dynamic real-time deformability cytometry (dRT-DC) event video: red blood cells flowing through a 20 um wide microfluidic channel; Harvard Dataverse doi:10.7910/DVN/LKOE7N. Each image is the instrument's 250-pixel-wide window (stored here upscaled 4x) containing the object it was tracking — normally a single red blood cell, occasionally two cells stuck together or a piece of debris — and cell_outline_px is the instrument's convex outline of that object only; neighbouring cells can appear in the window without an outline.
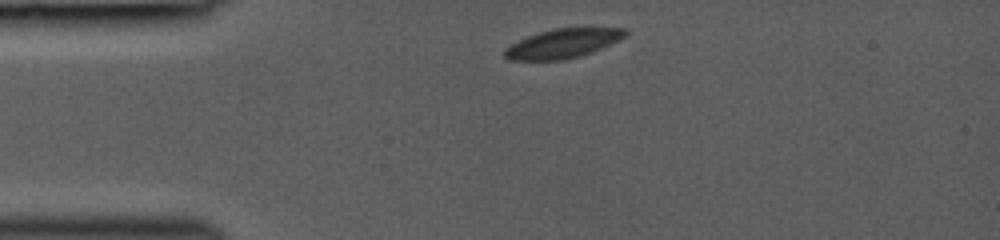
{"species": "common noctule bat (a hibernating species)", "species_latin": "Nyctalus noctula", "temperature_condition": "room temperature", "stored_images_in_passage": 9, "camera_frame_rate_fps": 3000, "um_per_image_px": 0.085, "animal": {"sex": "female", "body_mass_g": 19.0, "forearm_length_mm": 53.3}, "frame": {"image": 1, "passage_image": 2, "time_ms": 0.667, "image_size_px": [1000, 240], "cell_outline_px": [[628, 36], [600, 48], [564, 60], [508, 60], [500, 52], [504, 48], [528, 36], [540, 32], [556, 28], [624, 28], [628, 32]], "centroid_in_image_um": [47.8, 3.69], "position_along_channel_um": 37.2, "area_um2": 20.29}}
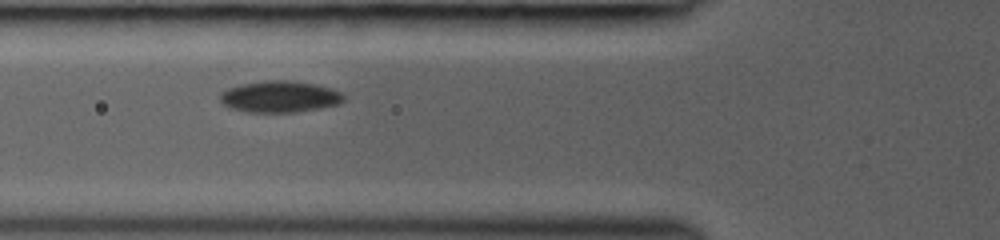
{"frame": {"image": 2, "passage_image": 7, "time_ms": 3.0, "image_size_px": [1000, 240], "cell_outline_px": [[344, 100], [340, 104], [320, 108], [296, 112], [248, 112], [228, 108], [220, 100], [220, 92], [228, 88], [240, 84], [264, 80], [292, 80], [332, 88], [340, 92], [344, 96]], "centroid_in_image_um": [23.76, 8.21], "position_along_channel_um": 102.0, "area_um2": 22.83}}
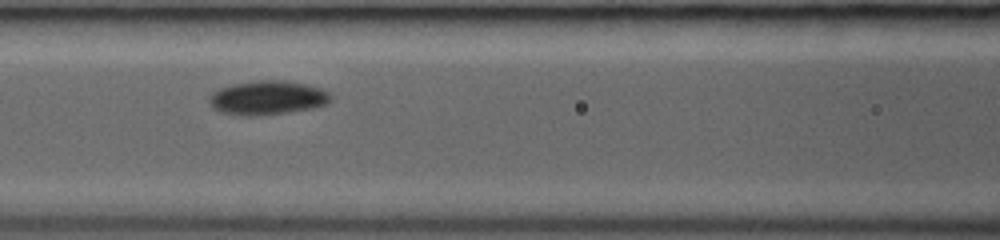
{"frame": {"image": 3, "passage_image": 8, "time_ms": 4.0, "image_size_px": [1000, 240], "cell_outline_px": [[332, 100], [328, 104], [316, 108], [260, 116], [244, 116], [220, 112], [212, 108], [208, 104], [208, 100], [212, 92], [220, 88], [232, 84], [256, 80], [284, 80], [304, 84], [320, 88], [328, 92], [332, 96]], "centroid_in_image_um": [22.73, 8.32], "position_along_channel_um": 143.9, "area_um2": 24.51}}